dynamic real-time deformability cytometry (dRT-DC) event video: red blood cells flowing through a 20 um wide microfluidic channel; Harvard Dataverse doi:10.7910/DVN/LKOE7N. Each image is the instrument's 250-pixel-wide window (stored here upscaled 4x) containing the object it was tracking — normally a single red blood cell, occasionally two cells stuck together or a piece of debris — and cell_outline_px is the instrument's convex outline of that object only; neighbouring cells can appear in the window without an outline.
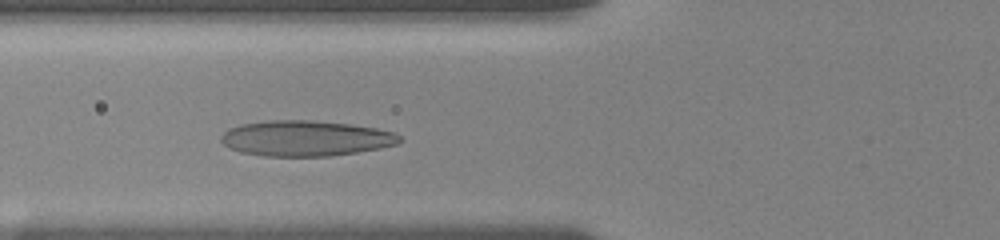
{"species": "human", "species_latin": "Homo sapiens", "temperature_condition": "room temperature", "stored_images_in_passage": 49, "camera_frame_rate_fps": 3000, "um_per_image_px": 0.085, "donor": {"sex": "female"}, "frame": {"image": 1, "passage_image": 15, "time_ms": 4.0, "image_size_px": [1000, 240], "cell_outline_px": [[404, 140], [396, 144], [380, 148], [356, 152], [328, 156], [264, 156], [240, 152], [224, 144], [220, 140], [220, 136], [228, 128], [240, 124], [272, 120], [312, 120], [348, 124], [376, 128], [396, 132]], "centroid_in_image_um": [25.98, 11.75], "position_along_channel_um": 99.8, "area_um2": 36.99}}
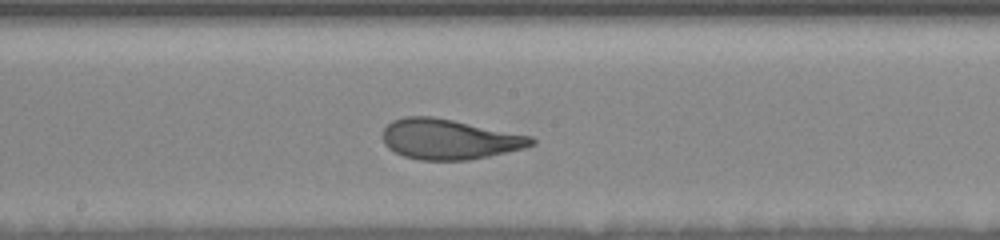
{"frame": {"image": 2, "passage_image": 30, "time_ms": 7.0, "image_size_px": [1000, 240], "cell_outline_px": [[536, 144], [524, 148], [488, 156], [468, 160], [420, 160], [404, 156], [388, 148], [384, 144], [380, 136], [384, 128], [392, 120], [404, 116], [432, 116], [532, 136], [536, 140]], "centroid_in_image_um": [38.15, 11.83], "position_along_channel_um": 210.1, "area_um2": 34.91}}
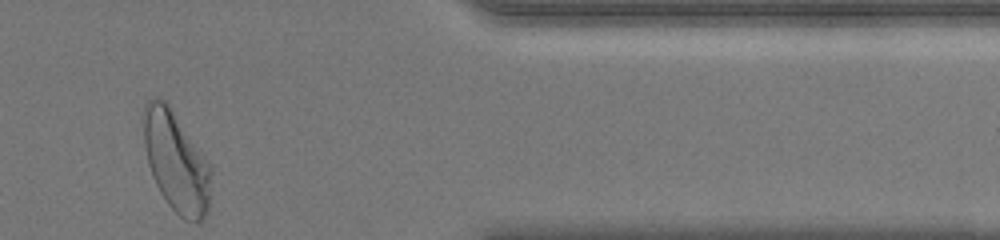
{"frame": {"image": 3, "passage_image": 49, "time_ms": 12.667, "image_size_px": [1000, 240], "cell_outline_px": [[212, 172], [208, 212], [200, 224], [184, 220], [168, 204], [160, 192], [152, 176], [148, 164], [144, 144], [140, 120], [144, 104], [148, 100], [156, 96], [164, 100], [168, 104], [208, 160], [212, 168]], "centroid_in_image_um": [14.95, 13.73], "position_along_channel_um": 396.4, "area_um2": 40.23}, "authors_computed_cell_mechanics": {"area_um2": 34.9112, "velocity_mm_per_s": 3.6545, "shape_relaxation_time_tau1_ms": 4.3308, "shape_relaxation_time_tau2_ms": 0.8795, "deformation_change_tau1": 0.1735, "deformation_change_tau2": 0.0722}}